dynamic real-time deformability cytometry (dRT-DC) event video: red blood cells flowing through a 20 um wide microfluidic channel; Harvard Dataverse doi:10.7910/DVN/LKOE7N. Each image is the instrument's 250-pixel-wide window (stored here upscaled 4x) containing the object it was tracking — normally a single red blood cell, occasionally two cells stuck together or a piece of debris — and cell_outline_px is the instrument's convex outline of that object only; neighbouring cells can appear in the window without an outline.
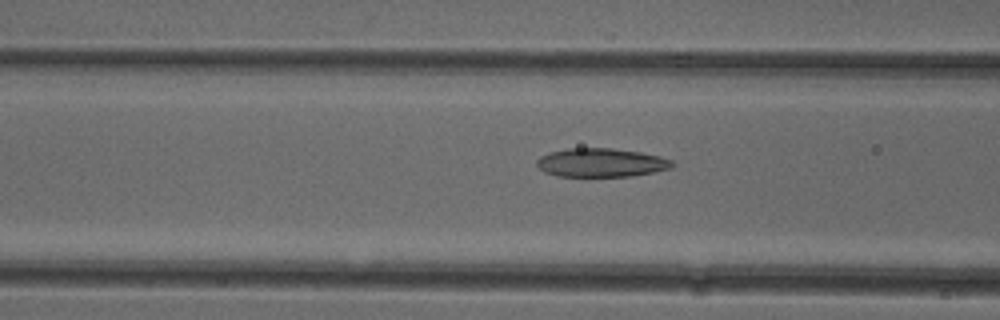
{"species": "common noctule bat (a hibernating species)", "species_latin": "Nyctalus noctula", "temperature_condition": "cold", "stored_images_in_passage": 51, "camera_frame_rate_fps": 3000, "um_per_image_px": 0.085, "animal": {"sex": "female"}, "frame": {"image": 1, "passage_image": 20, "time_ms": 6.333, "image_size_px": [1000, 320], "cell_outline_px": [[676, 164], [672, 168], [632, 176], [556, 176], [544, 172], [536, 164], [536, 160], [540, 156], [552, 152], [568, 148], [612, 148], [640, 152], [660, 156], [672, 160]], "centroid_in_image_um": [51.11, 13.82], "position_along_channel_um": 115.5, "area_um2": 22.66}}
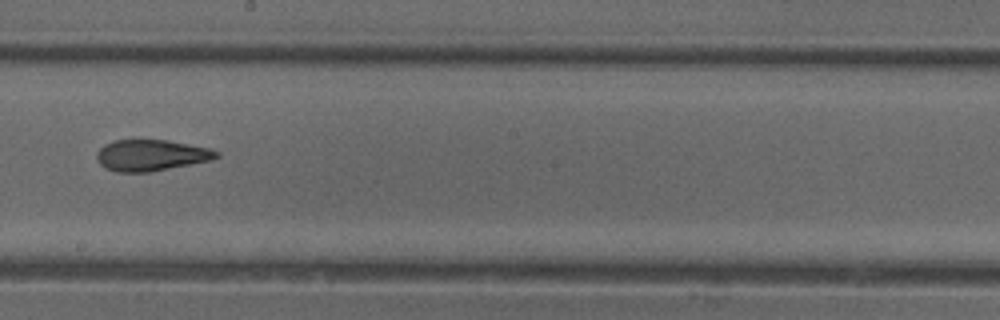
{"frame": {"image": 2, "passage_image": 29, "time_ms": 9.333, "image_size_px": [1000, 320], "cell_outline_px": [[220, 156], [212, 160], [148, 172], [116, 172], [104, 168], [96, 160], [96, 152], [104, 144], [112, 140], [164, 140], [208, 148], [220, 152]], "centroid_in_image_um": [12.79, 13.2], "position_along_channel_um": 235.4, "area_um2": 21.73}}
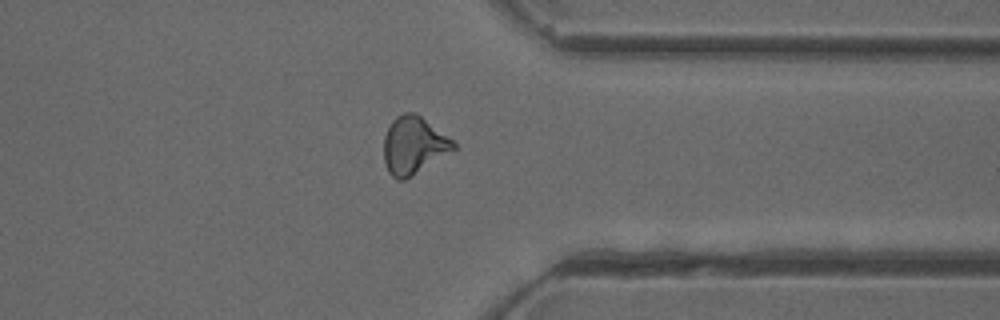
{"frame": {"image": 3, "passage_image": 40, "time_ms": 13.0, "image_size_px": [1000, 320], "cell_outline_px": [[456, 148], [412, 176], [404, 180], [396, 180], [388, 172], [384, 160], [384, 136], [392, 120], [396, 116], [404, 112], [416, 112], [452, 140], [456, 144]], "centroid_in_image_um": [35.13, 12.35], "position_along_channel_um": 376.3, "area_um2": 23.18}, "authors_computed_cell_mechanics": {"area_um2": 22.6576, "velocity_mm_per_s": 3.9836, "shape_relaxation_time_tau1_ms": null, "shape_relaxation_time_tau2_ms": 2.3717, "deformation_change_tau1": null, "deformation_change_tau2": 0.1085}}